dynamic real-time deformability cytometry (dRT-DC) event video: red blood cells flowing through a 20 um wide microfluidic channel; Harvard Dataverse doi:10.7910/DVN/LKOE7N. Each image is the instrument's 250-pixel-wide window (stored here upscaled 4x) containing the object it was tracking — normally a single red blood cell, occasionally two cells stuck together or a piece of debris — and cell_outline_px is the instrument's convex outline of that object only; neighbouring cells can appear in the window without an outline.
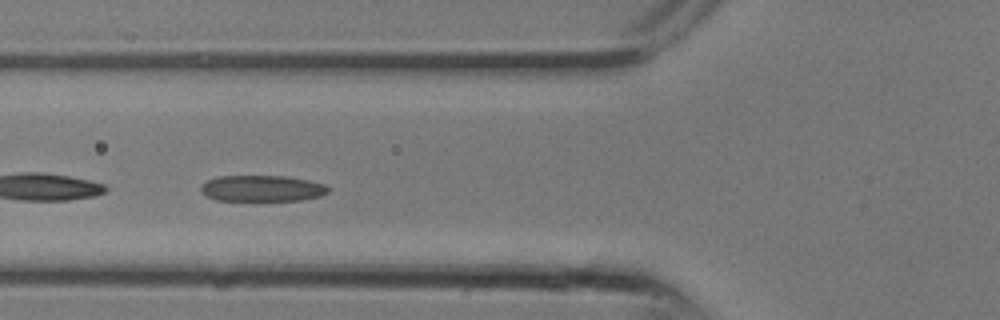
{"species": "common noctule bat (a hibernating species)", "species_latin": "Nyctalus noctula", "temperature_condition": "room temperature", "stored_images_in_passage": 14, "camera_frame_rate_fps": 3000, "um_per_image_px": 0.085, "animal": {"sex": "male", "body_mass_g": 13.3}, "frame": {"image": 1, "passage_image": 8, "time_ms": 2.333, "image_size_px": [1000, 320], "cell_outline_px": [[328, 192], [320, 196], [300, 200], [216, 200], [200, 192], [200, 184], [216, 176], [288, 176], [308, 180], [324, 184], [328, 188]], "centroid_in_image_um": [22.24, 16.0], "position_along_channel_um": 103.6, "area_um2": 19.36}}
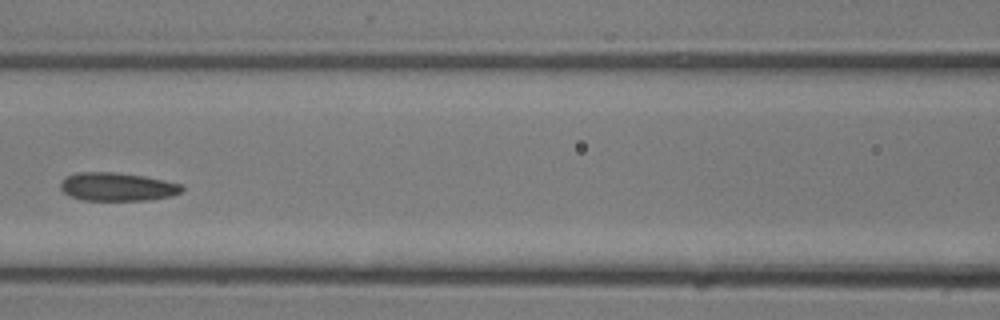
{"frame": {"image": 2, "passage_image": 10, "time_ms": 3.0, "image_size_px": [1000, 320], "cell_outline_px": [[184, 188], [180, 192], [172, 196], [148, 200], [84, 200], [72, 196], [64, 192], [60, 188], [60, 184], [68, 176], [76, 172], [112, 172], [144, 176], [164, 180], [180, 184]], "centroid_in_image_um": [9.98, 15.87], "position_along_channel_um": 156.6, "area_um2": 19.83}}